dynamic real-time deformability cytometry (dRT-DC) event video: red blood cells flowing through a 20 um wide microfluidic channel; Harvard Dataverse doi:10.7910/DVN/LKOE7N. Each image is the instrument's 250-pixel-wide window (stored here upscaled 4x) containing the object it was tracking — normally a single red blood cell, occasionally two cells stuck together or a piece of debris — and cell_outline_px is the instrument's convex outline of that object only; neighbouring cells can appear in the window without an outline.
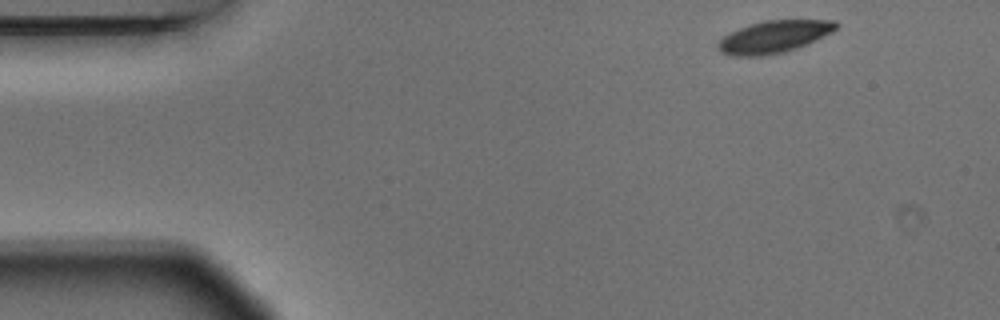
{"species": "Egyptian fruit bat (a non-hibernating species)", "species_latin": "Rousettus aegyptiacus", "temperature_condition": "warm", "stored_images_in_passage": 8, "camera_frame_rate_fps": 3000, "um_per_image_px": 0.085, "animal": {"sex": "male"}, "frame": {"image": 1, "passage_image": 1, "time_ms": 0.0, "image_size_px": [1000, 320], "cell_outline_px": [[840, 24], [832, 32], [796, 48], [784, 52], [760, 56], [732, 56], [720, 52], [716, 48], [716, 44], [728, 32], [764, 20], [836, 20]], "centroid_in_image_um": [65.75, 3.12], "position_along_channel_um": 19.2, "area_um2": 22.08}}
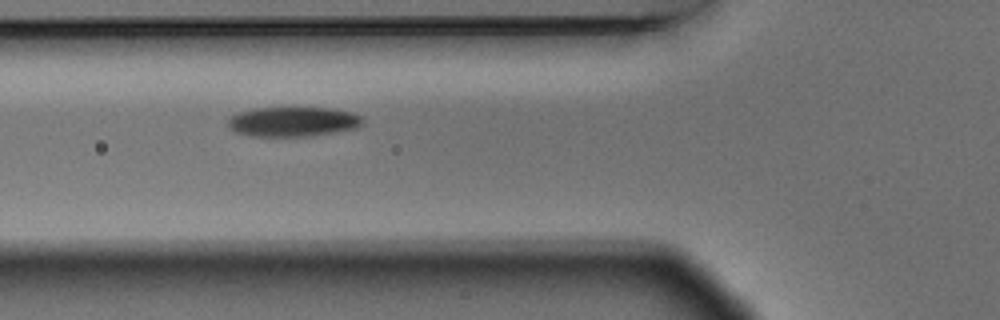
{"frame": {"image": 2, "passage_image": 5, "time_ms": 1.333, "image_size_px": [1000, 320], "cell_outline_px": [[364, 120], [360, 124], [352, 128], [312, 136], [248, 136], [232, 132], [228, 128], [228, 120], [236, 112], [256, 108], [332, 108], [352, 112], [360, 116]], "centroid_in_image_um": [24.81, 10.34], "position_along_channel_um": 101.0, "area_um2": 23.29}}
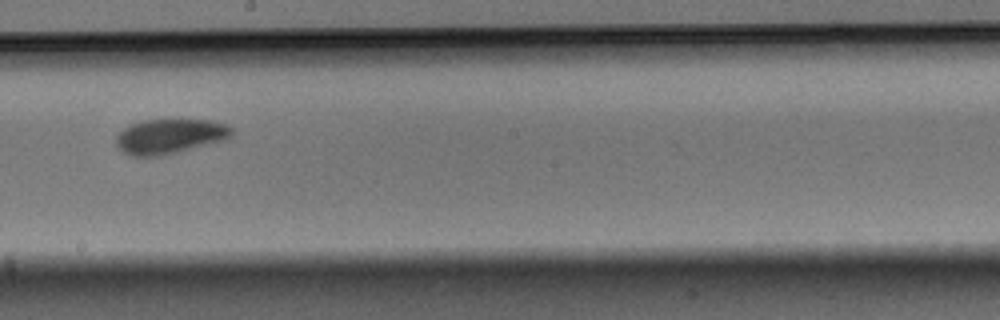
{"frame": {"image": 3, "passage_image": 8, "time_ms": 2.333, "image_size_px": [1000, 320], "cell_outline_px": [[232, 136], [228, 140], [164, 156], [132, 156], [124, 152], [116, 144], [116, 136], [124, 128], [132, 124], [144, 120], [212, 120], [224, 124], [232, 128]], "centroid_in_image_um": [14.48, 11.6], "position_along_channel_um": 233.7, "area_um2": 23.64}}